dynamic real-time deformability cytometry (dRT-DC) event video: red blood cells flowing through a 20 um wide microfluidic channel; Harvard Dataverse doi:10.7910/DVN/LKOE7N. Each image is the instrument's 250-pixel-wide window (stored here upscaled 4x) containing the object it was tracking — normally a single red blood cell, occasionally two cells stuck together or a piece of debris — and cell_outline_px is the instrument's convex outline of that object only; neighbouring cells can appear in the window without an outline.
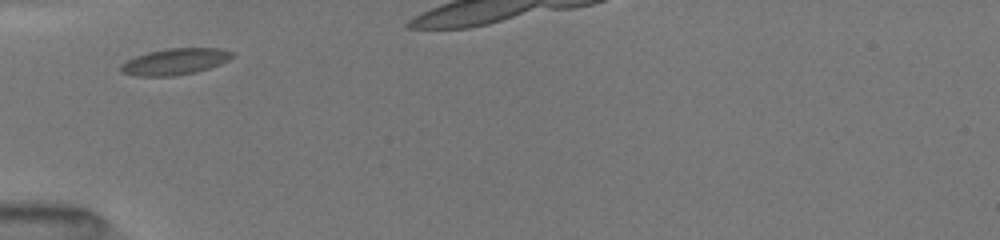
{"species": "common noctule bat (a hibernating species)", "species_latin": "Nyctalus noctula", "temperature_condition": "room temperature", "stored_images_in_passage": 3, "camera_frame_rate_fps": 3000, "um_per_image_px": 0.085, "animal": {"sex": "female", "body_mass_g": 19.5, "forearm_length_mm": 54.1}, "frame": {"image": 1, "passage_image": 1, "time_ms": 0.0, "image_size_px": [1000, 240], "cell_outline_px": [[236, 56], [220, 64], [196, 72], [172, 76], [136, 76], [120, 72], [120, 64], [136, 56], [148, 52], [168, 48], [220, 48], [236, 52]], "centroid_in_image_um": [14.91, 5.23], "position_along_channel_um": 70.1, "area_um2": 17.22}}